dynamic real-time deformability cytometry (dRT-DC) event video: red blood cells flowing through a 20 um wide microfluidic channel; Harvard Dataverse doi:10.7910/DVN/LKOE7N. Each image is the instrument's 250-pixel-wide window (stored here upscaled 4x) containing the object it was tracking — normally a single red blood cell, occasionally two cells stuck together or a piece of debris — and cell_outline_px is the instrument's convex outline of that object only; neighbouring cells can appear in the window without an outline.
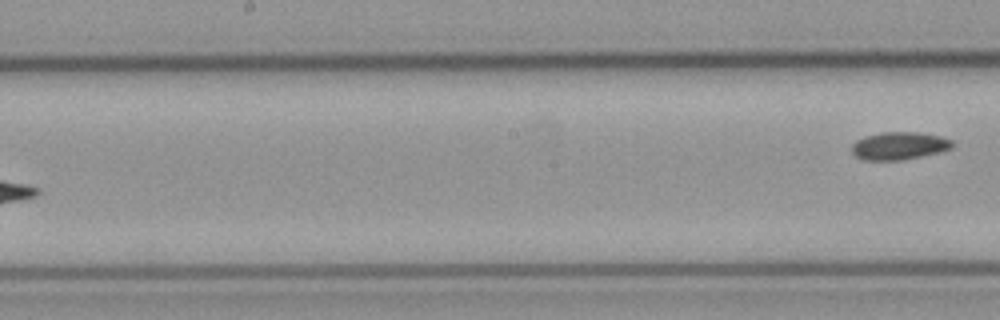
{"species": "common noctule bat (a hibernating species)", "species_latin": "Nyctalus noctula", "temperature_condition": "cold", "stored_images_in_passage": 9, "segment_of_instrument_passage": [2, 2], "camera_frame_rate_fps": 3000, "um_per_image_px": 0.085, "animal": {"sex": "male", "body_mass_g": 23.1, "forearm_length_mm": 52.7}, "frame": {"image": 1, "passage_image": 9, "time_ms": 10.0, "image_size_px": [1000, 320], "cell_outline_px": [[952, 148], [920, 156], [900, 160], [864, 160], [856, 156], [852, 152], [852, 144], [856, 140], [864, 136], [880, 132], [920, 132], [940, 136], [952, 140]], "centroid_in_image_um": [76.39, 12.38], "position_along_channel_um": 171.8, "area_um2": 16.13}}